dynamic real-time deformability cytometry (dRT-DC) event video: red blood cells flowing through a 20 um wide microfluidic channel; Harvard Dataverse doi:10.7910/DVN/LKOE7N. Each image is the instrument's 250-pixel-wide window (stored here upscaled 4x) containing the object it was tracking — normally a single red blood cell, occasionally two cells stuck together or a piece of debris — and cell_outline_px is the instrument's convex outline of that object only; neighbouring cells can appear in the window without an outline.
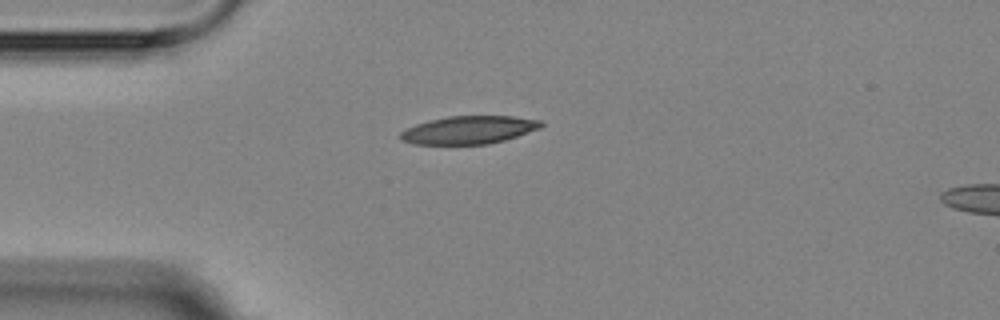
{"species": "Egyptian fruit bat (a non-hibernating species)", "species_latin": "Rousettus aegyptiacus", "temperature_condition": "room temperature", "stored_images_in_passage": 2, "camera_frame_rate_fps": 3000, "um_per_image_px": 0.085, "animal": {"sex": "female"}, "frame": {"image": 1, "passage_image": 1, "time_ms": 0.0, "image_size_px": [1000, 320], "cell_outline_px": [[544, 124], [540, 128], [504, 140], [488, 144], [416, 144], [400, 140], [400, 132], [416, 124], [428, 120], [448, 116], [512, 116], [540, 120]], "centroid_in_image_um": [39.84, 11.04], "position_along_channel_um": 45.2, "area_um2": 22.77}}